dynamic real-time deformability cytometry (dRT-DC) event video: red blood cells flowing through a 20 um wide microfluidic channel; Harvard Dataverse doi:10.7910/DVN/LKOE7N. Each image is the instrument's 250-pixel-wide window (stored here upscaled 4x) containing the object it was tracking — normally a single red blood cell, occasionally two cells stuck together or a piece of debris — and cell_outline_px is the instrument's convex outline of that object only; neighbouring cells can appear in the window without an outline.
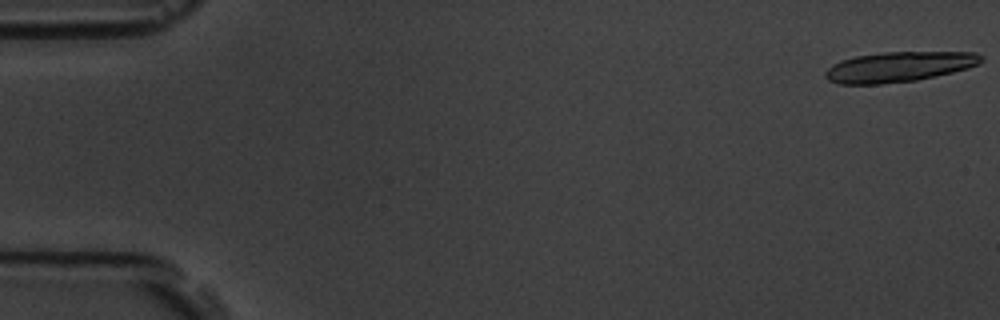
{"species": "common noctule bat (a hibernating species)", "species_latin": "Nyctalus noctula", "temperature_condition": "room temperature", "stored_images_in_passage": 10, "camera_frame_rate_fps": 3000, "um_per_image_px": 0.085, "animal": {"sex": "male", "body_mass_g": 19.5, "forearm_length_mm": 54.6}, "frame": {"image": 1, "passage_image": 1, "time_ms": 0.0, "image_size_px": [1000, 320], "cell_outline_px": [[984, 60], [980, 64], [968, 68], [952, 72], [916, 80], [880, 84], [840, 84], [828, 80], [824, 76], [824, 72], [832, 64], [840, 60], [856, 56], [884, 52], [976, 52], [984, 56]], "centroid_in_image_um": [76.42, 5.67], "position_along_channel_um": 8.6, "area_um2": 27.51}}
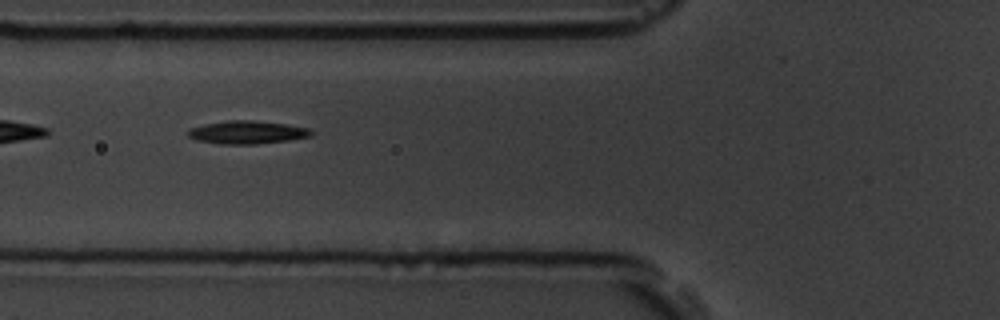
{"frame": {"image": 2, "passage_image": 7, "time_ms": 7.0, "image_size_px": [1000, 320], "cell_outline_px": [[312, 136], [288, 140], [256, 144], [220, 144], [196, 140], [188, 136], [188, 128], [204, 124], [224, 120], [252, 120], [288, 124], [312, 128]], "centroid_in_image_um": [21.01, 11.24], "position_along_channel_um": 104.8, "area_um2": 16.76}}
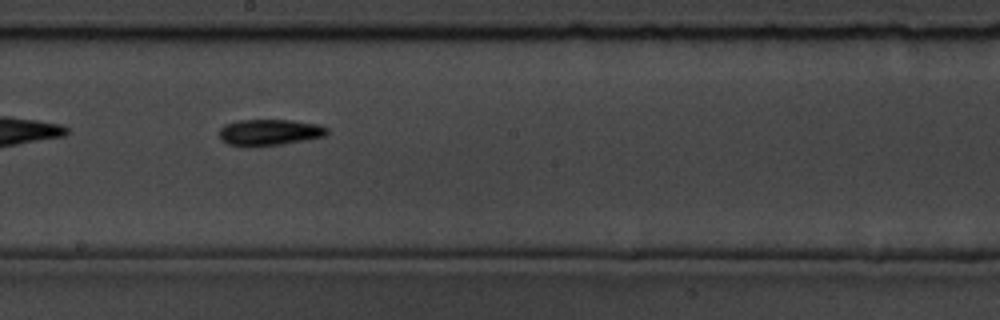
{"frame": {"image": 3, "passage_image": 10, "time_ms": 10.333, "image_size_px": [1000, 320], "cell_outline_px": [[328, 132], [324, 136], [304, 140], [280, 144], [228, 144], [220, 140], [220, 128], [224, 124], [236, 120], [292, 120], [320, 124], [328, 128]], "centroid_in_image_um": [22.93, 11.2], "position_along_channel_um": 225.3, "area_um2": 16.01}}